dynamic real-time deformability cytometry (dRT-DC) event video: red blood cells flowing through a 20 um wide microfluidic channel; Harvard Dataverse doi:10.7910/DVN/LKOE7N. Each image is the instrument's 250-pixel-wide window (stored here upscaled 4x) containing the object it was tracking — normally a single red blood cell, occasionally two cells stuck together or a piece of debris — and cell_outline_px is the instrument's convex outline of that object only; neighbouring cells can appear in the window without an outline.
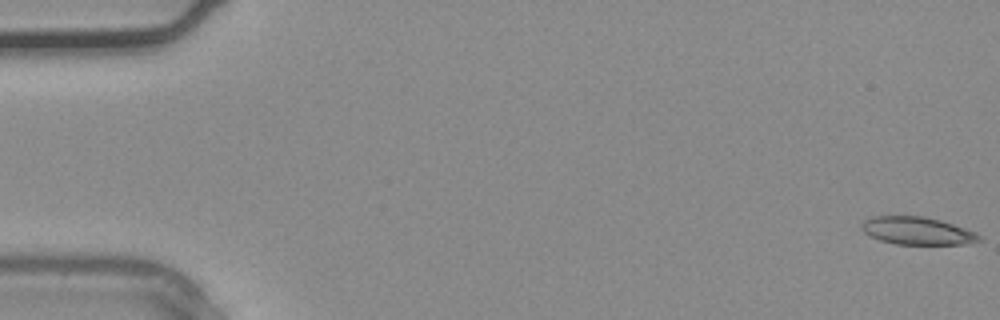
{"species": "common noctule bat (a hibernating species)", "species_latin": "Nyctalus noctula", "temperature_condition": "warm", "stored_images_in_passage": 37, "camera_frame_rate_fps": 3000, "um_per_image_px": 0.085, "animal": {"sex": "male", "body_mass_g": 20.4}, "frame": {"image": 1, "passage_image": 1, "time_ms": 0.0, "image_size_px": [1000, 320], "cell_outline_px": [[984, 240], [964, 244], [896, 244], [880, 240], [864, 232], [860, 228], [860, 224], [864, 220], [872, 216], [924, 216], [940, 220], [976, 232]], "centroid_in_image_um": [77.96, 19.61], "position_along_channel_um": 7.0, "area_um2": 18.96}}
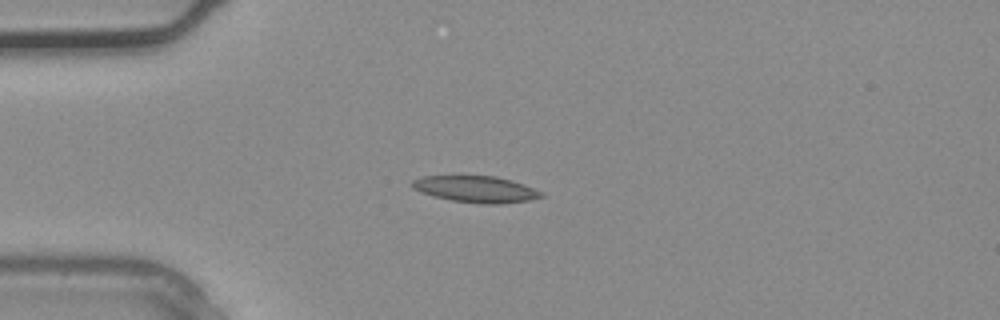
{"frame": {"image": 2, "passage_image": 10, "time_ms": 3.0, "image_size_px": [1000, 320], "cell_outline_px": [[548, 196], [528, 200], [500, 204], [480, 204], [452, 200], [432, 196], [420, 192], [412, 188], [412, 180], [424, 176], [496, 176], [512, 180], [524, 184], [544, 192]], "centroid_in_image_um": [40.5, 16.08], "position_along_channel_um": 44.5, "area_um2": 20.11}}
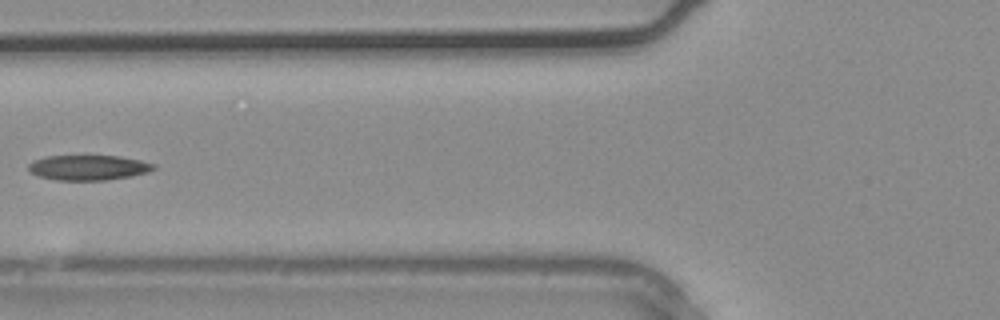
{"frame": {"image": 3, "passage_image": 15, "time_ms": 4.667, "image_size_px": [1000, 320], "cell_outline_px": [[156, 168], [148, 172], [132, 176], [108, 180], [56, 180], [40, 176], [32, 172], [28, 168], [28, 164], [32, 160], [44, 156], [120, 156], [140, 160], [156, 164]], "centroid_in_image_um": [7.53, 14.24], "position_along_channel_um": 118.3, "area_um2": 18.38}}